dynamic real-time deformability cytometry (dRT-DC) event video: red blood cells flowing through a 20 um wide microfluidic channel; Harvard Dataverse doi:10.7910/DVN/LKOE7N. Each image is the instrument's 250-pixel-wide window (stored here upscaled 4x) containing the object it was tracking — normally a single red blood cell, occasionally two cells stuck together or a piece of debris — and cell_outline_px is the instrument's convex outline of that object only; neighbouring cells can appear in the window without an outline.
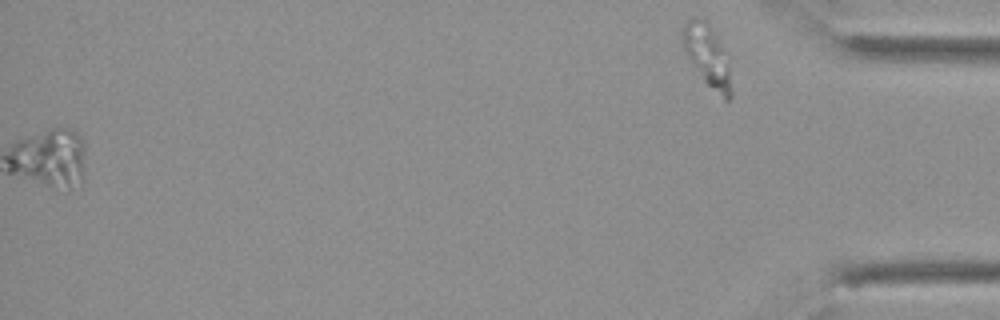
{"species": "Egyptian fruit bat (a non-hibernating species)", "species_latin": "Rousettus aegyptiacus", "temperature_condition": "cold", "stored_images_in_passage": 56, "segment_of_instrument_passage": [2, 2], "camera_frame_rate_fps": 3000, "um_per_image_px": 0.085, "animal": {"sex": "female"}, "frame": {"image": 1, "passage_image": 56, "time_ms": 18.333, "image_size_px": [1000, 320], "cell_outline_px": [[732, 96], [728, 100], [724, 100], [704, 80], [692, 64], [684, 48], [680, 36], [680, 32], [684, 24], [688, 20], [704, 20], [708, 24], [720, 48], [728, 68], [732, 92]], "centroid_in_image_um": [60.07, 4.79], "position_along_channel_um": 375.1, "area_um2": 16.24}}